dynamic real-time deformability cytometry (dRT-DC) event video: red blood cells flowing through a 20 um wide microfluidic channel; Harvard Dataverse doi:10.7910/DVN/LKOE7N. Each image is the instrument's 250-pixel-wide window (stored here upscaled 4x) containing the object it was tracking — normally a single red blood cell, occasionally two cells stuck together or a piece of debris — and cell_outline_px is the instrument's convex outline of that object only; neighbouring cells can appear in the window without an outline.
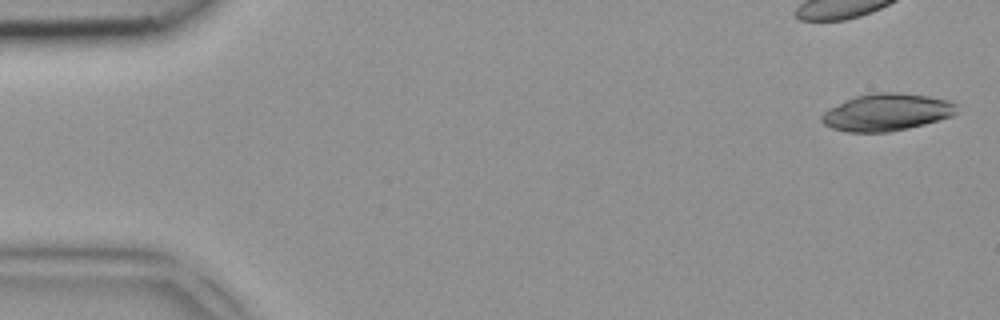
{"species": "common noctule bat (a hibernating species)", "species_latin": "Nyctalus noctula", "temperature_condition": "room temperature", "stored_images_in_passage": 4, "camera_frame_rate_fps": 3000, "um_per_image_px": 0.085, "animal": {"sex": "female", "body_mass_g": 18.4}, "frame": {"image": 1, "passage_image": 1, "time_ms": 0.0, "image_size_px": [1000, 320], "cell_outline_px": [[956, 112], [952, 116], [924, 124], [908, 128], [888, 132], [848, 132], [832, 128], [824, 124], [820, 120], [820, 116], [828, 108], [856, 96], [872, 92], [900, 92], [928, 96], [948, 100], [956, 104]], "centroid_in_image_um": [75.35, 9.53], "position_along_channel_um": 9.7, "area_um2": 29.25}}